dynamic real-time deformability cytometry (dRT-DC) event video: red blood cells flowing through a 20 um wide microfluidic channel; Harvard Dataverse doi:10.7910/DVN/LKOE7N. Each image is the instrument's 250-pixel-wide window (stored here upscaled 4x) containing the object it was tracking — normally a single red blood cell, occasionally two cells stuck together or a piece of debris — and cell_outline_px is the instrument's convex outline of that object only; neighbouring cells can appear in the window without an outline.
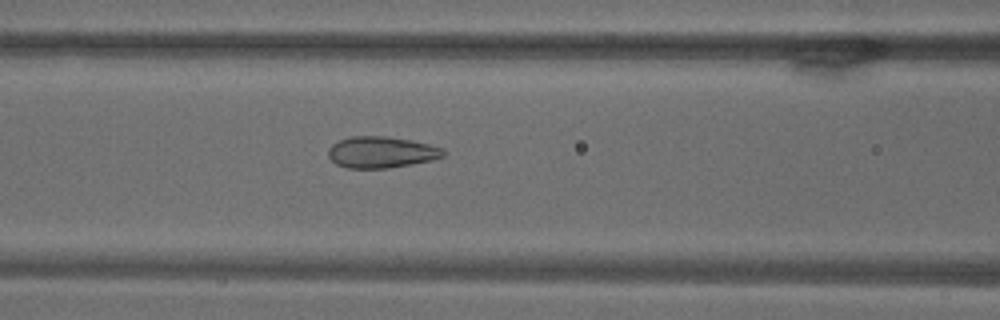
{"species": "common noctule bat (a hibernating species)", "species_latin": "Nyctalus noctula", "temperature_condition": "warm", "stored_images_in_passage": 70, "camera_frame_rate_fps": 3000, "um_per_image_px": 0.085, "animal": {"sex": "male", "body_mass_g": 18.8}, "frame": {"image": 1, "passage_image": 30, "time_ms": 9.667, "image_size_px": [1000, 320], "cell_outline_px": [[448, 152], [444, 156], [432, 160], [412, 164], [388, 168], [348, 168], [336, 164], [328, 156], [328, 148], [332, 144], [340, 140], [352, 136], [384, 136], [412, 140], [444, 148]], "centroid_in_image_um": [32.44, 12.94], "position_along_channel_um": 134.2, "area_um2": 21.15}}
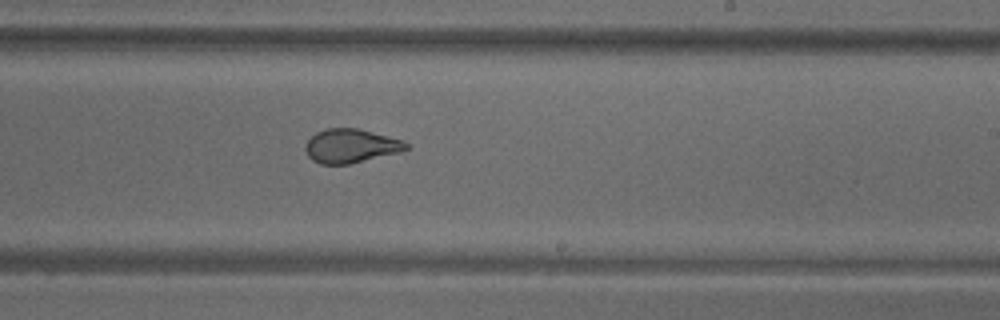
{"frame": {"image": 2, "passage_image": 43, "time_ms": 14.0, "image_size_px": [1000, 320], "cell_outline_px": [[408, 148], [400, 152], [348, 164], [320, 164], [312, 160], [308, 156], [304, 148], [304, 144], [316, 132], [324, 128], [356, 128], [372, 132], [400, 140], [408, 144]], "centroid_in_image_um": [29.75, 12.4], "position_along_channel_um": 259.2, "area_um2": 19.71}}
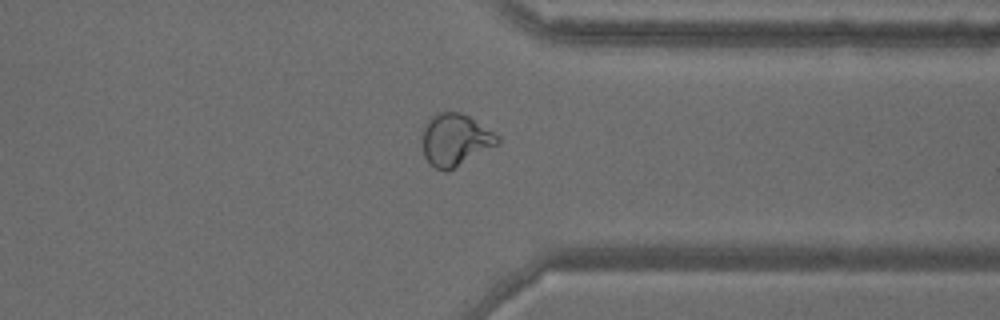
{"frame": {"image": 3, "passage_image": 55, "time_ms": 18.0, "image_size_px": [1000, 320], "cell_outline_px": [[500, 144], [448, 172], [444, 172], [428, 164], [424, 156], [420, 140], [424, 124], [428, 116], [440, 112], [460, 112], [468, 116], [500, 136]], "centroid_in_image_um": [38.65, 11.91], "position_along_channel_um": 372.7, "area_um2": 23.58}}